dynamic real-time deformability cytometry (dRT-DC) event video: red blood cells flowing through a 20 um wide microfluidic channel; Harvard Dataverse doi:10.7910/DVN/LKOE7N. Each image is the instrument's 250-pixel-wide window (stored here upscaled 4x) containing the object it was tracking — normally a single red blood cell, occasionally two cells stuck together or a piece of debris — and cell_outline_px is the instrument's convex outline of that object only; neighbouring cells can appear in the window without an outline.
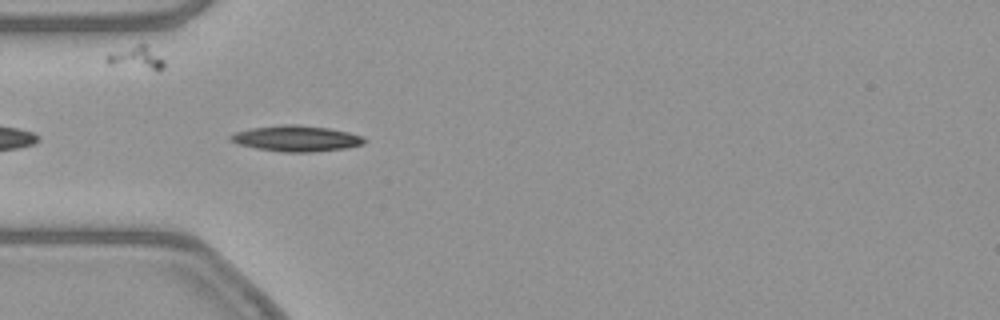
{"species": "common noctule bat (a hibernating species)", "species_latin": "Nyctalus noctula", "temperature_condition": "warm", "stored_images_in_passage": 25, "camera_frame_rate_fps": 3000, "um_per_image_px": 0.085, "animal": {"sex": "female", "body_mass_g": 21.9}, "frame": {"image": 1, "passage_image": 3, "time_ms": 0.667, "image_size_px": [1000, 320], "cell_outline_px": [[368, 140], [364, 144], [344, 148], [312, 152], [284, 152], [256, 148], [240, 144], [228, 140], [228, 136], [236, 132], [252, 128], [280, 124], [296, 124], [328, 128], [348, 132], [364, 136]], "centroid_in_image_um": [25.2, 11.76], "position_along_channel_um": 59.8, "area_um2": 20.17}}
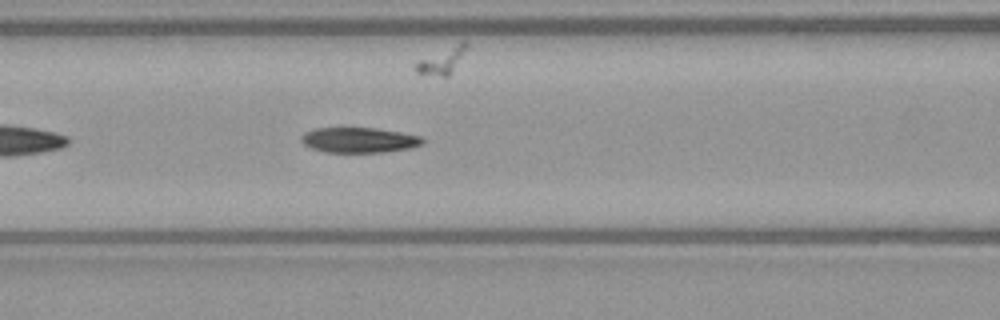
{"frame": {"image": 2, "passage_image": 9, "time_ms": 2.667, "image_size_px": [1000, 320], "cell_outline_px": [[424, 144], [412, 148], [384, 152], [324, 152], [312, 148], [304, 144], [300, 140], [300, 136], [304, 132], [316, 128], [376, 128], [400, 132], [420, 136], [424, 140]], "centroid_in_image_um": [30.52, 11.9], "position_along_channel_um": 136.1, "area_um2": 17.92}}
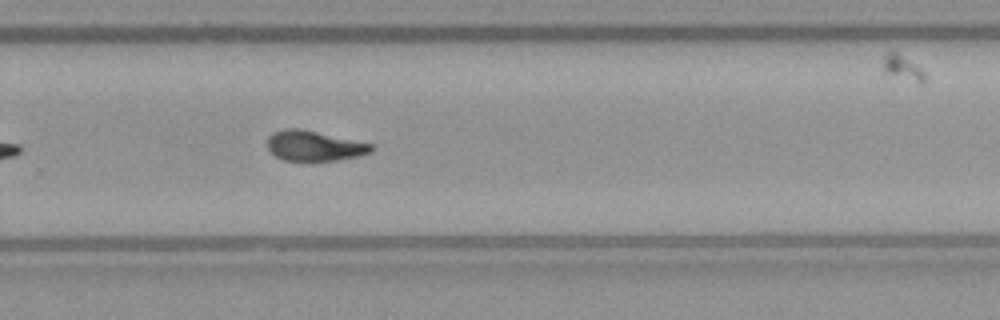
{"frame": {"image": 3, "passage_image": 22, "time_ms": 7.0, "image_size_px": [1000, 320], "cell_outline_px": [[376, 148], [372, 152], [360, 156], [336, 160], [284, 160], [276, 156], [268, 148], [268, 136], [272, 132], [284, 128], [300, 128], [372, 144]], "centroid_in_image_um": [26.72, 12.38], "position_along_channel_um": 303.1, "area_um2": 18.21}}